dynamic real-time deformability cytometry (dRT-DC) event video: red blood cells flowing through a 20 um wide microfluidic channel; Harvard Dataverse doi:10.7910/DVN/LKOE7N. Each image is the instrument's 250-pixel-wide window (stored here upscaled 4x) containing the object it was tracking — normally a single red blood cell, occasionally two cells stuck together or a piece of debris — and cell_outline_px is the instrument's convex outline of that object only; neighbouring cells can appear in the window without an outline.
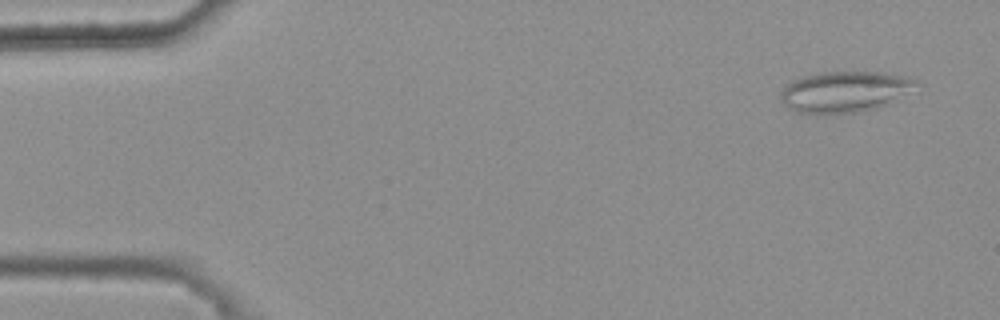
{"species": "common noctule bat (a hibernating species)", "species_latin": "Nyctalus noctula", "temperature_condition": "warm", "stored_images_in_passage": 48, "camera_frame_rate_fps": 3000, "um_per_image_px": 0.085, "animal": {"sex": "female", "body_mass_g": 25.1}, "frame": {"image": 1, "passage_image": 3, "time_ms": 0.667, "image_size_px": [1000, 320], "cell_outline_px": [[920, 84], [884, 104], [876, 108], [856, 112], [796, 112], [788, 108], [780, 100], [780, 96], [784, 88], [792, 80], [816, 72], [880, 72], [900, 76], [916, 80]], "centroid_in_image_um": [71.73, 7.77], "position_along_channel_um": 13.3, "area_um2": 31.33}}
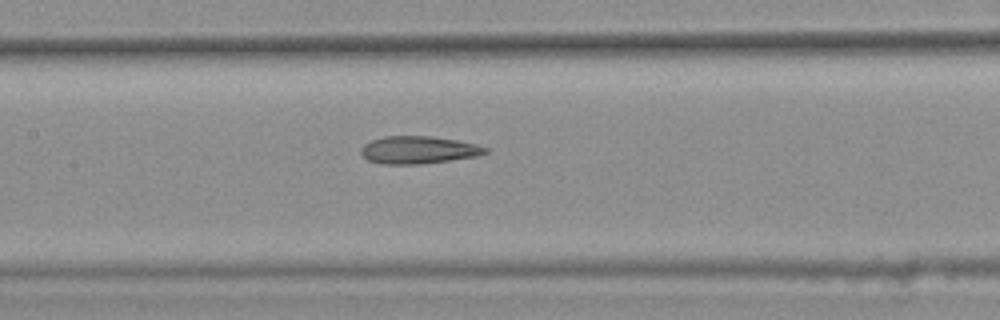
{"frame": {"image": 2, "passage_image": 25, "time_ms": 8.0, "image_size_px": [1000, 320], "cell_outline_px": [[488, 152], [476, 156], [420, 164], [380, 164], [368, 160], [360, 152], [360, 148], [364, 144], [372, 140], [384, 136], [432, 136], [456, 140], [476, 144], [488, 148]], "centroid_in_image_um": [35.54, 12.74], "position_along_channel_um": 171.9, "area_um2": 19.88}}
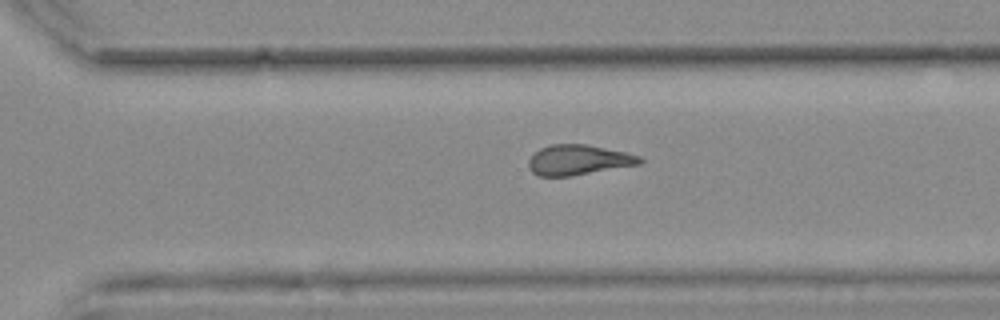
{"frame": {"image": 3, "passage_image": 37, "time_ms": 12.0, "image_size_px": [1000, 320], "cell_outline_px": [[644, 160], [640, 164], [572, 176], [540, 176], [532, 172], [528, 164], [528, 160], [540, 148], [552, 144], [588, 144], [624, 152], [640, 156]], "centroid_in_image_um": [49.17, 13.59], "position_along_channel_um": 321.4, "area_um2": 19.48}, "authors_computed_cell_mechanics": {"area_um2": 20.2878, "velocity_mm_per_s": 3.7533, "shape_relaxation_time_tau1_ms": null, "shape_relaxation_time_tau2_ms": 3.9387, "deformation_change_tau1": null, "deformation_change_tau2": 0.1517}}